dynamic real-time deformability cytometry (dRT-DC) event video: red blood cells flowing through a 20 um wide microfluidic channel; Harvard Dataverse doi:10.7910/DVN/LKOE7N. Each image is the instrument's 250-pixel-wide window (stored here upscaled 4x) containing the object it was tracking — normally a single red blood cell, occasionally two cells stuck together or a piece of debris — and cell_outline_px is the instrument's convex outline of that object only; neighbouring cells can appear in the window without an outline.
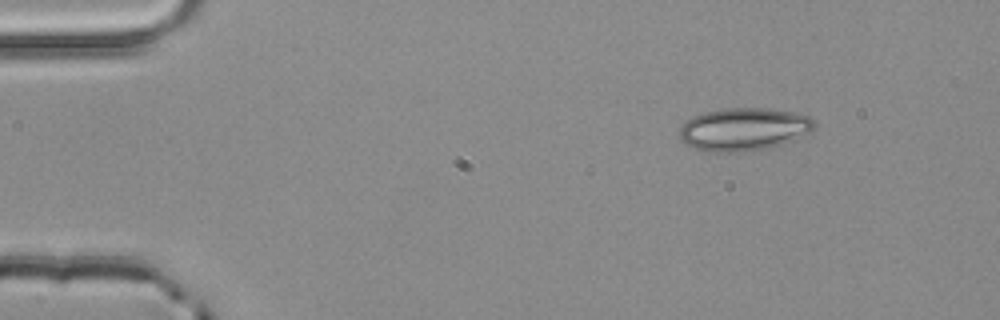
{"species": "common noctule bat (a hibernating species)", "species_latin": "Nyctalus noctula", "temperature_condition": "room temperature", "stored_images_in_passage": 3, "camera_frame_rate_fps": 3000, "um_per_image_px": 0.085, "animal": {"sex": "male", "body_mass_g": 20.4}, "frame": {"image": 1, "passage_image": 1, "time_ms": 0.0, "image_size_px": [1000, 320], "cell_outline_px": [[816, 128], [812, 132], [792, 140], [768, 148], [748, 152], [704, 152], [684, 144], [680, 136], [680, 128], [684, 120], [692, 116], [704, 112], [728, 108], [768, 108], [792, 112], [808, 116], [816, 120]], "centroid_in_image_um": [63.22, 10.99], "position_along_channel_um": 21.8, "area_um2": 34.16}}